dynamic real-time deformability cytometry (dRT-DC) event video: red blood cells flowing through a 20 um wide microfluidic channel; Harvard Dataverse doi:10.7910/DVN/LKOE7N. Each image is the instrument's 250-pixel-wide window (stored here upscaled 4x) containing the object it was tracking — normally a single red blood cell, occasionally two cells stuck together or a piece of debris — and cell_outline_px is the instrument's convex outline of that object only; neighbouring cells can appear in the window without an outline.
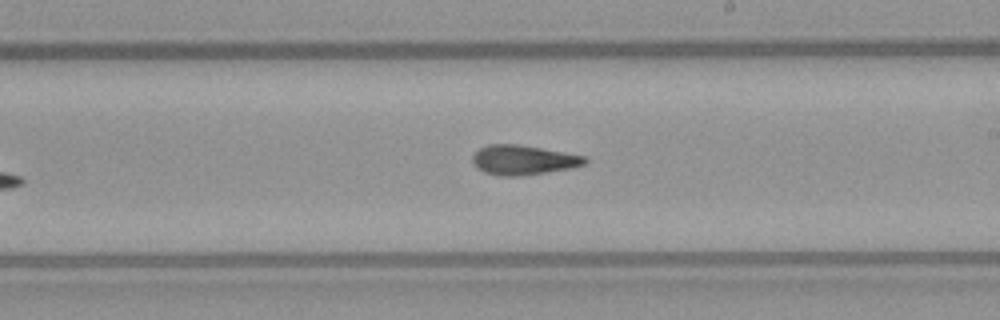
{"species": "common noctule bat (a hibernating species)", "species_latin": "Nyctalus noctula", "temperature_condition": "warm", "stored_images_in_passage": 9, "camera_frame_rate_fps": 3000, "um_per_image_px": 0.085, "animal": {"sex": "female", "body_mass_g": 21.9}, "frame": {"image": 1, "passage_image": 9, "time_ms": 10.333, "image_size_px": [1000, 320], "cell_outline_px": [[588, 160], [584, 164], [572, 168], [516, 176], [500, 176], [484, 172], [476, 168], [472, 160], [472, 156], [480, 148], [488, 144], [516, 144], [588, 156]], "centroid_in_image_um": [44.47, 13.59], "position_along_channel_um": 244.5, "area_um2": 19.31}}